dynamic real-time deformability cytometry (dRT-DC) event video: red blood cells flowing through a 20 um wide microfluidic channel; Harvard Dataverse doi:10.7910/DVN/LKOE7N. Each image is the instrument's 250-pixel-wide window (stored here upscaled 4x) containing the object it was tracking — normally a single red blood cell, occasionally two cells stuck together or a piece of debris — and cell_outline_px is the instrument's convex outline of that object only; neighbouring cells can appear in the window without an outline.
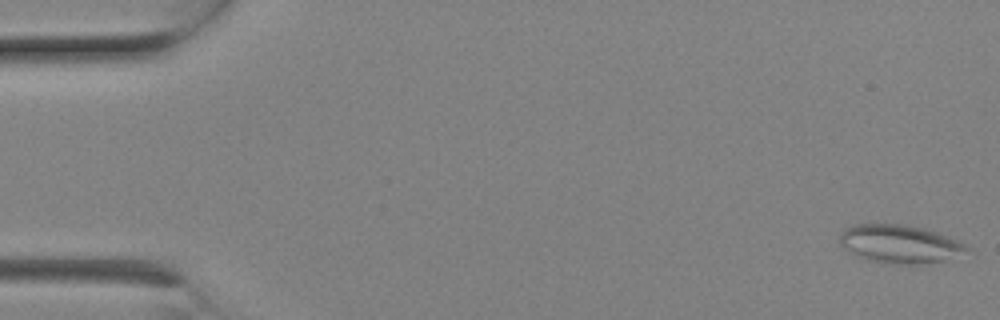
{"species": "Egyptian fruit bat (a non-hibernating species)", "species_latin": "Rousettus aegyptiacus", "temperature_condition": "room temperature", "stored_images_in_passage": 10, "camera_frame_rate_fps": 3000, "um_per_image_px": 0.085, "animal": {"sex": "female"}, "frame": {"image": 1, "passage_image": 1, "time_ms": 0.0, "image_size_px": [1000, 320], "cell_outline_px": [[972, 248], [940, 260], [908, 264], [896, 264], [872, 260], [852, 252], [844, 248], [840, 244], [840, 232], [844, 228], [852, 224], [900, 224], [920, 228], [936, 232], [956, 240]], "centroid_in_image_um": [76.39, 20.7], "position_along_channel_um": 8.6, "area_um2": 27.22}}
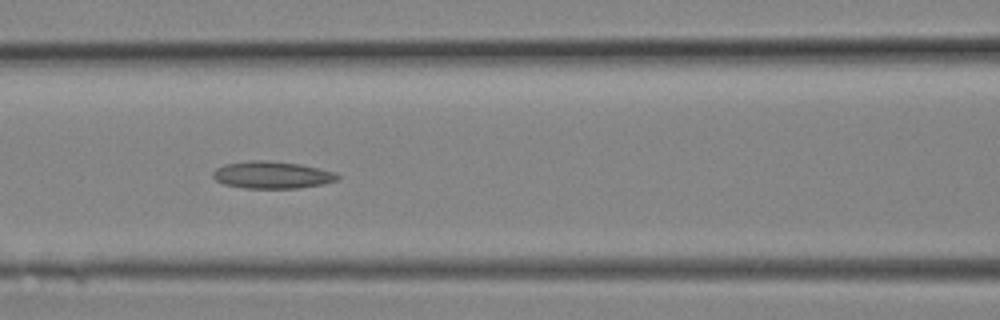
{"frame": {"image": 2, "passage_image": 9, "time_ms": 2.667, "image_size_px": [1000, 320], "cell_outline_px": [[340, 176], [336, 180], [324, 184], [296, 188], [244, 188], [224, 184], [216, 180], [212, 176], [212, 172], [216, 168], [224, 164], [248, 160], [264, 160], [300, 164], [336, 172]], "centroid_in_image_um": [23.1, 14.86], "position_along_channel_um": 143.5, "area_um2": 19.77}}
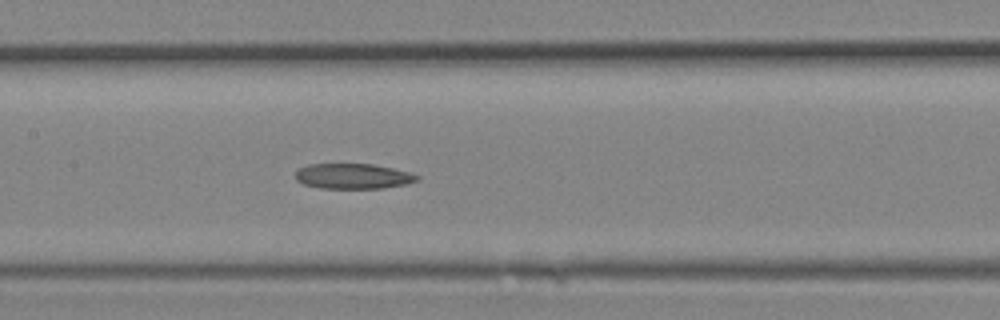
{"frame": {"image": 3, "passage_image": 10, "time_ms": 3.0, "image_size_px": [1000, 320], "cell_outline_px": [[420, 180], [408, 184], [384, 188], [320, 188], [304, 184], [296, 180], [296, 172], [300, 168], [308, 164], [372, 164], [412, 172], [420, 176]], "centroid_in_image_um": [30.07, 14.98], "position_along_channel_um": 177.3, "area_um2": 18.03}}